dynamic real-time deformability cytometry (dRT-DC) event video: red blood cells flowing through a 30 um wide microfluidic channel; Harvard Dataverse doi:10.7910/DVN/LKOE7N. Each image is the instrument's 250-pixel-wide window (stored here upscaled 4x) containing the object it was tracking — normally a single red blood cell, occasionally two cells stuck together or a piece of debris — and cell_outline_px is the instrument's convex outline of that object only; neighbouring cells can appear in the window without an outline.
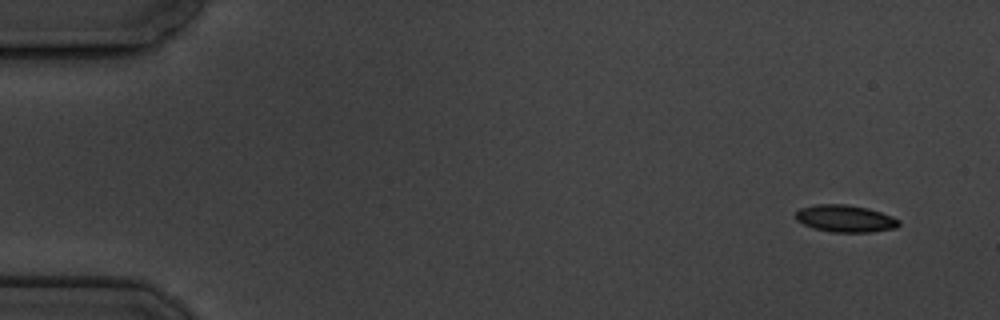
{"species": "common noctule bat (a hibernating species)", "species_latin": "Nyctalus noctula", "temperature_condition": "cold", "stored_images_in_passage": 5, "camera_frame_rate_fps": 3000, "um_per_image_px": 0.085, "animal": {"sex": "male", "body_mass_g": 19.5, "forearm_length_mm": 54.6}, "frame": {"image": 1, "passage_image": 1, "time_ms": 0.0, "image_size_px": [1000, 320], "cell_outline_px": [[900, 224], [896, 228], [872, 232], [832, 232], [812, 228], [796, 220], [796, 212], [800, 208], [816, 204], [848, 204], [868, 208], [892, 216], [900, 220]], "centroid_in_image_um": [71.85, 18.57], "position_along_channel_um": 13.1, "area_um2": 16.42}}